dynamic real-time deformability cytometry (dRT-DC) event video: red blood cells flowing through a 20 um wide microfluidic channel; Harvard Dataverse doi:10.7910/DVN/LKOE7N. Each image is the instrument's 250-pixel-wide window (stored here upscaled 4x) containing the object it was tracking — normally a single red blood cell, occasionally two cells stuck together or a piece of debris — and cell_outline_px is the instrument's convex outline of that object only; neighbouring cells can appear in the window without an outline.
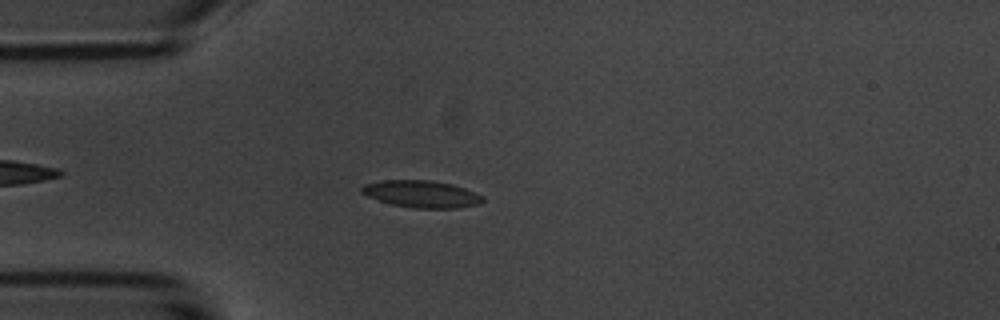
{"species": "common noctule bat (a hibernating species)", "species_latin": "Nyctalus noctula", "temperature_condition": "room temperature", "stored_images_in_passage": 3, "camera_frame_rate_fps": 3000, "um_per_image_px": 0.085, "animal": {"sex": "male", "body_mass_g": 20.1, "forearm_length_mm": 53.5}, "frame": {"image": 1, "passage_image": 2, "time_ms": 1.333, "image_size_px": [1000, 320], "cell_outline_px": [[484, 200], [480, 204], [456, 208], [412, 208], [392, 204], [368, 196], [360, 192], [360, 188], [364, 184], [380, 180], [432, 180], [452, 184], [464, 188], [484, 196]], "centroid_in_image_um": [35.83, 16.48], "position_along_channel_um": 49.2, "area_um2": 19.13}}